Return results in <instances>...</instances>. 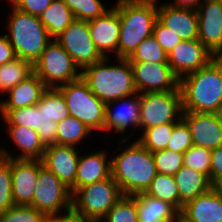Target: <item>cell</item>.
Returning a JSON list of instances; mask_svg holds the SVG:
<instances>
[{
	"mask_svg": "<svg viewBox=\"0 0 222 222\" xmlns=\"http://www.w3.org/2000/svg\"><path fill=\"white\" fill-rule=\"evenodd\" d=\"M158 1L118 0V58L127 59L142 41L153 35L158 19Z\"/></svg>",
	"mask_w": 222,
	"mask_h": 222,
	"instance_id": "3",
	"label": "cell"
},
{
	"mask_svg": "<svg viewBox=\"0 0 222 222\" xmlns=\"http://www.w3.org/2000/svg\"><path fill=\"white\" fill-rule=\"evenodd\" d=\"M55 40L81 71L104 59L91 38L88 21L75 19Z\"/></svg>",
	"mask_w": 222,
	"mask_h": 222,
	"instance_id": "11",
	"label": "cell"
},
{
	"mask_svg": "<svg viewBox=\"0 0 222 222\" xmlns=\"http://www.w3.org/2000/svg\"><path fill=\"white\" fill-rule=\"evenodd\" d=\"M193 145L210 150L222 146V121L218 113L182 112Z\"/></svg>",
	"mask_w": 222,
	"mask_h": 222,
	"instance_id": "16",
	"label": "cell"
},
{
	"mask_svg": "<svg viewBox=\"0 0 222 222\" xmlns=\"http://www.w3.org/2000/svg\"><path fill=\"white\" fill-rule=\"evenodd\" d=\"M36 131L44 147L57 144V123L46 115V106L36 104Z\"/></svg>",
	"mask_w": 222,
	"mask_h": 222,
	"instance_id": "39",
	"label": "cell"
},
{
	"mask_svg": "<svg viewBox=\"0 0 222 222\" xmlns=\"http://www.w3.org/2000/svg\"><path fill=\"white\" fill-rule=\"evenodd\" d=\"M44 214L72 212V194L53 172L45 166L39 170L38 180L30 205Z\"/></svg>",
	"mask_w": 222,
	"mask_h": 222,
	"instance_id": "10",
	"label": "cell"
},
{
	"mask_svg": "<svg viewBox=\"0 0 222 222\" xmlns=\"http://www.w3.org/2000/svg\"><path fill=\"white\" fill-rule=\"evenodd\" d=\"M158 20L182 40L198 39V14L195 9H184L158 3Z\"/></svg>",
	"mask_w": 222,
	"mask_h": 222,
	"instance_id": "20",
	"label": "cell"
},
{
	"mask_svg": "<svg viewBox=\"0 0 222 222\" xmlns=\"http://www.w3.org/2000/svg\"><path fill=\"white\" fill-rule=\"evenodd\" d=\"M176 123H165L162 125L147 128L142 131L141 137L137 138L147 150L155 152L164 150L170 140L173 127Z\"/></svg>",
	"mask_w": 222,
	"mask_h": 222,
	"instance_id": "31",
	"label": "cell"
},
{
	"mask_svg": "<svg viewBox=\"0 0 222 222\" xmlns=\"http://www.w3.org/2000/svg\"><path fill=\"white\" fill-rule=\"evenodd\" d=\"M138 93L181 91L180 79L168 63L130 62Z\"/></svg>",
	"mask_w": 222,
	"mask_h": 222,
	"instance_id": "12",
	"label": "cell"
},
{
	"mask_svg": "<svg viewBox=\"0 0 222 222\" xmlns=\"http://www.w3.org/2000/svg\"><path fill=\"white\" fill-rule=\"evenodd\" d=\"M77 149L74 146L55 144L46 147L42 158L43 165L70 188L71 194L76 191V173L80 156Z\"/></svg>",
	"mask_w": 222,
	"mask_h": 222,
	"instance_id": "17",
	"label": "cell"
},
{
	"mask_svg": "<svg viewBox=\"0 0 222 222\" xmlns=\"http://www.w3.org/2000/svg\"><path fill=\"white\" fill-rule=\"evenodd\" d=\"M138 222H178L179 211L170 203L153 198L146 193L134 196Z\"/></svg>",
	"mask_w": 222,
	"mask_h": 222,
	"instance_id": "26",
	"label": "cell"
},
{
	"mask_svg": "<svg viewBox=\"0 0 222 222\" xmlns=\"http://www.w3.org/2000/svg\"><path fill=\"white\" fill-rule=\"evenodd\" d=\"M100 222H138L136 198L122 196Z\"/></svg>",
	"mask_w": 222,
	"mask_h": 222,
	"instance_id": "34",
	"label": "cell"
},
{
	"mask_svg": "<svg viewBox=\"0 0 222 222\" xmlns=\"http://www.w3.org/2000/svg\"><path fill=\"white\" fill-rule=\"evenodd\" d=\"M211 189L222 198V178L215 179L211 183Z\"/></svg>",
	"mask_w": 222,
	"mask_h": 222,
	"instance_id": "49",
	"label": "cell"
},
{
	"mask_svg": "<svg viewBox=\"0 0 222 222\" xmlns=\"http://www.w3.org/2000/svg\"><path fill=\"white\" fill-rule=\"evenodd\" d=\"M181 91L140 94V128L177 123L182 118Z\"/></svg>",
	"mask_w": 222,
	"mask_h": 222,
	"instance_id": "9",
	"label": "cell"
},
{
	"mask_svg": "<svg viewBox=\"0 0 222 222\" xmlns=\"http://www.w3.org/2000/svg\"><path fill=\"white\" fill-rule=\"evenodd\" d=\"M39 18L52 39L57 38L75 20L72 11L63 0H52Z\"/></svg>",
	"mask_w": 222,
	"mask_h": 222,
	"instance_id": "27",
	"label": "cell"
},
{
	"mask_svg": "<svg viewBox=\"0 0 222 222\" xmlns=\"http://www.w3.org/2000/svg\"><path fill=\"white\" fill-rule=\"evenodd\" d=\"M44 215L32 206L14 205L0 213V222H42Z\"/></svg>",
	"mask_w": 222,
	"mask_h": 222,
	"instance_id": "41",
	"label": "cell"
},
{
	"mask_svg": "<svg viewBox=\"0 0 222 222\" xmlns=\"http://www.w3.org/2000/svg\"><path fill=\"white\" fill-rule=\"evenodd\" d=\"M183 112L219 113L222 109V57L180 79Z\"/></svg>",
	"mask_w": 222,
	"mask_h": 222,
	"instance_id": "1",
	"label": "cell"
},
{
	"mask_svg": "<svg viewBox=\"0 0 222 222\" xmlns=\"http://www.w3.org/2000/svg\"><path fill=\"white\" fill-rule=\"evenodd\" d=\"M193 146V140L187 124L180 119L173 127L166 149L185 153Z\"/></svg>",
	"mask_w": 222,
	"mask_h": 222,
	"instance_id": "42",
	"label": "cell"
},
{
	"mask_svg": "<svg viewBox=\"0 0 222 222\" xmlns=\"http://www.w3.org/2000/svg\"><path fill=\"white\" fill-rule=\"evenodd\" d=\"M196 11L198 40L215 57H222V3L219 0H203Z\"/></svg>",
	"mask_w": 222,
	"mask_h": 222,
	"instance_id": "13",
	"label": "cell"
},
{
	"mask_svg": "<svg viewBox=\"0 0 222 222\" xmlns=\"http://www.w3.org/2000/svg\"><path fill=\"white\" fill-rule=\"evenodd\" d=\"M72 212H64L59 214H45L42 222H64Z\"/></svg>",
	"mask_w": 222,
	"mask_h": 222,
	"instance_id": "48",
	"label": "cell"
},
{
	"mask_svg": "<svg viewBox=\"0 0 222 222\" xmlns=\"http://www.w3.org/2000/svg\"><path fill=\"white\" fill-rule=\"evenodd\" d=\"M14 206L10 158L0 155V213Z\"/></svg>",
	"mask_w": 222,
	"mask_h": 222,
	"instance_id": "40",
	"label": "cell"
},
{
	"mask_svg": "<svg viewBox=\"0 0 222 222\" xmlns=\"http://www.w3.org/2000/svg\"><path fill=\"white\" fill-rule=\"evenodd\" d=\"M33 73V64L21 58L0 65V93L6 94Z\"/></svg>",
	"mask_w": 222,
	"mask_h": 222,
	"instance_id": "28",
	"label": "cell"
},
{
	"mask_svg": "<svg viewBox=\"0 0 222 222\" xmlns=\"http://www.w3.org/2000/svg\"><path fill=\"white\" fill-rule=\"evenodd\" d=\"M116 151L110 154L111 176L118 183L123 195L145 193L157 174L152 152L138 140L130 142L120 153L117 154Z\"/></svg>",
	"mask_w": 222,
	"mask_h": 222,
	"instance_id": "2",
	"label": "cell"
},
{
	"mask_svg": "<svg viewBox=\"0 0 222 222\" xmlns=\"http://www.w3.org/2000/svg\"><path fill=\"white\" fill-rule=\"evenodd\" d=\"M64 222H98V221L76 216L74 213H72Z\"/></svg>",
	"mask_w": 222,
	"mask_h": 222,
	"instance_id": "50",
	"label": "cell"
},
{
	"mask_svg": "<svg viewBox=\"0 0 222 222\" xmlns=\"http://www.w3.org/2000/svg\"><path fill=\"white\" fill-rule=\"evenodd\" d=\"M11 6L12 13L6 25L10 34L5 35L16 57L34 65L52 38L38 16L24 12L12 3Z\"/></svg>",
	"mask_w": 222,
	"mask_h": 222,
	"instance_id": "5",
	"label": "cell"
},
{
	"mask_svg": "<svg viewBox=\"0 0 222 222\" xmlns=\"http://www.w3.org/2000/svg\"><path fill=\"white\" fill-rule=\"evenodd\" d=\"M42 160L10 158L12 193L14 205L30 206L33 203Z\"/></svg>",
	"mask_w": 222,
	"mask_h": 222,
	"instance_id": "15",
	"label": "cell"
},
{
	"mask_svg": "<svg viewBox=\"0 0 222 222\" xmlns=\"http://www.w3.org/2000/svg\"><path fill=\"white\" fill-rule=\"evenodd\" d=\"M222 178V146L212 150L210 183L215 179Z\"/></svg>",
	"mask_w": 222,
	"mask_h": 222,
	"instance_id": "45",
	"label": "cell"
},
{
	"mask_svg": "<svg viewBox=\"0 0 222 222\" xmlns=\"http://www.w3.org/2000/svg\"><path fill=\"white\" fill-rule=\"evenodd\" d=\"M93 131L73 116L57 123V145L76 147Z\"/></svg>",
	"mask_w": 222,
	"mask_h": 222,
	"instance_id": "29",
	"label": "cell"
},
{
	"mask_svg": "<svg viewBox=\"0 0 222 222\" xmlns=\"http://www.w3.org/2000/svg\"><path fill=\"white\" fill-rule=\"evenodd\" d=\"M127 59L130 62L168 63L167 53L153 35L142 41Z\"/></svg>",
	"mask_w": 222,
	"mask_h": 222,
	"instance_id": "32",
	"label": "cell"
},
{
	"mask_svg": "<svg viewBox=\"0 0 222 222\" xmlns=\"http://www.w3.org/2000/svg\"><path fill=\"white\" fill-rule=\"evenodd\" d=\"M218 114H219V116L221 118V121H222V109H221V111Z\"/></svg>",
	"mask_w": 222,
	"mask_h": 222,
	"instance_id": "51",
	"label": "cell"
},
{
	"mask_svg": "<svg viewBox=\"0 0 222 222\" xmlns=\"http://www.w3.org/2000/svg\"><path fill=\"white\" fill-rule=\"evenodd\" d=\"M212 150L193 145L184 153L183 165L205 174L210 180Z\"/></svg>",
	"mask_w": 222,
	"mask_h": 222,
	"instance_id": "38",
	"label": "cell"
},
{
	"mask_svg": "<svg viewBox=\"0 0 222 222\" xmlns=\"http://www.w3.org/2000/svg\"><path fill=\"white\" fill-rule=\"evenodd\" d=\"M16 57L13 46L7 36H0V65L13 61Z\"/></svg>",
	"mask_w": 222,
	"mask_h": 222,
	"instance_id": "46",
	"label": "cell"
},
{
	"mask_svg": "<svg viewBox=\"0 0 222 222\" xmlns=\"http://www.w3.org/2000/svg\"><path fill=\"white\" fill-rule=\"evenodd\" d=\"M47 89L43 81L33 73L6 93L8 98L0 101V109H18L37 104Z\"/></svg>",
	"mask_w": 222,
	"mask_h": 222,
	"instance_id": "24",
	"label": "cell"
},
{
	"mask_svg": "<svg viewBox=\"0 0 222 222\" xmlns=\"http://www.w3.org/2000/svg\"><path fill=\"white\" fill-rule=\"evenodd\" d=\"M7 133L13 141L16 148L20 152L18 155L11 154L6 148H0V155L12 159H25V160H42L45 147L40 140L37 131L26 128L24 126H6Z\"/></svg>",
	"mask_w": 222,
	"mask_h": 222,
	"instance_id": "22",
	"label": "cell"
},
{
	"mask_svg": "<svg viewBox=\"0 0 222 222\" xmlns=\"http://www.w3.org/2000/svg\"><path fill=\"white\" fill-rule=\"evenodd\" d=\"M106 151V152H105ZM107 150L79 156L76 173V190L90 183H95L111 176V159Z\"/></svg>",
	"mask_w": 222,
	"mask_h": 222,
	"instance_id": "23",
	"label": "cell"
},
{
	"mask_svg": "<svg viewBox=\"0 0 222 222\" xmlns=\"http://www.w3.org/2000/svg\"><path fill=\"white\" fill-rule=\"evenodd\" d=\"M178 222H222V198L212 189L185 203Z\"/></svg>",
	"mask_w": 222,
	"mask_h": 222,
	"instance_id": "21",
	"label": "cell"
},
{
	"mask_svg": "<svg viewBox=\"0 0 222 222\" xmlns=\"http://www.w3.org/2000/svg\"><path fill=\"white\" fill-rule=\"evenodd\" d=\"M37 104L46 106L47 117L56 123L70 116L65 99L57 88H48Z\"/></svg>",
	"mask_w": 222,
	"mask_h": 222,
	"instance_id": "33",
	"label": "cell"
},
{
	"mask_svg": "<svg viewBox=\"0 0 222 222\" xmlns=\"http://www.w3.org/2000/svg\"><path fill=\"white\" fill-rule=\"evenodd\" d=\"M174 178L179 191V212L185 203L211 189L210 180L205 174L184 165Z\"/></svg>",
	"mask_w": 222,
	"mask_h": 222,
	"instance_id": "25",
	"label": "cell"
},
{
	"mask_svg": "<svg viewBox=\"0 0 222 222\" xmlns=\"http://www.w3.org/2000/svg\"><path fill=\"white\" fill-rule=\"evenodd\" d=\"M18 9L40 17L52 0H8Z\"/></svg>",
	"mask_w": 222,
	"mask_h": 222,
	"instance_id": "44",
	"label": "cell"
},
{
	"mask_svg": "<svg viewBox=\"0 0 222 222\" xmlns=\"http://www.w3.org/2000/svg\"><path fill=\"white\" fill-rule=\"evenodd\" d=\"M108 60L104 58L82 70L81 78L91 92L105 104L138 93L130 61L116 58L115 65Z\"/></svg>",
	"mask_w": 222,
	"mask_h": 222,
	"instance_id": "4",
	"label": "cell"
},
{
	"mask_svg": "<svg viewBox=\"0 0 222 222\" xmlns=\"http://www.w3.org/2000/svg\"><path fill=\"white\" fill-rule=\"evenodd\" d=\"M145 193L170 203L179 211V191L174 176L157 173Z\"/></svg>",
	"mask_w": 222,
	"mask_h": 222,
	"instance_id": "30",
	"label": "cell"
},
{
	"mask_svg": "<svg viewBox=\"0 0 222 222\" xmlns=\"http://www.w3.org/2000/svg\"><path fill=\"white\" fill-rule=\"evenodd\" d=\"M115 104L121 105L117 109ZM128 126H132L135 130L140 129V93L106 103L103 132L111 133L114 129L113 133L125 134Z\"/></svg>",
	"mask_w": 222,
	"mask_h": 222,
	"instance_id": "19",
	"label": "cell"
},
{
	"mask_svg": "<svg viewBox=\"0 0 222 222\" xmlns=\"http://www.w3.org/2000/svg\"><path fill=\"white\" fill-rule=\"evenodd\" d=\"M122 196L118 183L110 176L77 189L72 194V213L100 222Z\"/></svg>",
	"mask_w": 222,
	"mask_h": 222,
	"instance_id": "6",
	"label": "cell"
},
{
	"mask_svg": "<svg viewBox=\"0 0 222 222\" xmlns=\"http://www.w3.org/2000/svg\"><path fill=\"white\" fill-rule=\"evenodd\" d=\"M6 126H24L36 131V104L18 109H0Z\"/></svg>",
	"mask_w": 222,
	"mask_h": 222,
	"instance_id": "36",
	"label": "cell"
},
{
	"mask_svg": "<svg viewBox=\"0 0 222 222\" xmlns=\"http://www.w3.org/2000/svg\"><path fill=\"white\" fill-rule=\"evenodd\" d=\"M70 8L75 19L90 21L102 16L110 7L105 8L101 0H63Z\"/></svg>",
	"mask_w": 222,
	"mask_h": 222,
	"instance_id": "35",
	"label": "cell"
},
{
	"mask_svg": "<svg viewBox=\"0 0 222 222\" xmlns=\"http://www.w3.org/2000/svg\"><path fill=\"white\" fill-rule=\"evenodd\" d=\"M157 173L174 176L183 166L184 153L164 149L152 153Z\"/></svg>",
	"mask_w": 222,
	"mask_h": 222,
	"instance_id": "37",
	"label": "cell"
},
{
	"mask_svg": "<svg viewBox=\"0 0 222 222\" xmlns=\"http://www.w3.org/2000/svg\"><path fill=\"white\" fill-rule=\"evenodd\" d=\"M102 16L88 21L91 38L104 58H109L110 52H115L118 58V41L120 22L118 15V0Z\"/></svg>",
	"mask_w": 222,
	"mask_h": 222,
	"instance_id": "18",
	"label": "cell"
},
{
	"mask_svg": "<svg viewBox=\"0 0 222 222\" xmlns=\"http://www.w3.org/2000/svg\"><path fill=\"white\" fill-rule=\"evenodd\" d=\"M215 56L198 40H182L168 54V64L181 79L206 66Z\"/></svg>",
	"mask_w": 222,
	"mask_h": 222,
	"instance_id": "14",
	"label": "cell"
},
{
	"mask_svg": "<svg viewBox=\"0 0 222 222\" xmlns=\"http://www.w3.org/2000/svg\"><path fill=\"white\" fill-rule=\"evenodd\" d=\"M57 89L65 99L70 116L80 120L93 132L104 131L106 104L91 92L82 78L61 85Z\"/></svg>",
	"mask_w": 222,
	"mask_h": 222,
	"instance_id": "7",
	"label": "cell"
},
{
	"mask_svg": "<svg viewBox=\"0 0 222 222\" xmlns=\"http://www.w3.org/2000/svg\"><path fill=\"white\" fill-rule=\"evenodd\" d=\"M153 36L167 55L175 48L182 39L164 26L158 19L155 21Z\"/></svg>",
	"mask_w": 222,
	"mask_h": 222,
	"instance_id": "43",
	"label": "cell"
},
{
	"mask_svg": "<svg viewBox=\"0 0 222 222\" xmlns=\"http://www.w3.org/2000/svg\"><path fill=\"white\" fill-rule=\"evenodd\" d=\"M203 2V0H172V2L167 1L165 4L184 9H197L198 6Z\"/></svg>",
	"mask_w": 222,
	"mask_h": 222,
	"instance_id": "47",
	"label": "cell"
},
{
	"mask_svg": "<svg viewBox=\"0 0 222 222\" xmlns=\"http://www.w3.org/2000/svg\"><path fill=\"white\" fill-rule=\"evenodd\" d=\"M33 69L48 88H57L78 80L82 72L55 39L47 44L40 58L34 63Z\"/></svg>",
	"mask_w": 222,
	"mask_h": 222,
	"instance_id": "8",
	"label": "cell"
}]
</instances>
